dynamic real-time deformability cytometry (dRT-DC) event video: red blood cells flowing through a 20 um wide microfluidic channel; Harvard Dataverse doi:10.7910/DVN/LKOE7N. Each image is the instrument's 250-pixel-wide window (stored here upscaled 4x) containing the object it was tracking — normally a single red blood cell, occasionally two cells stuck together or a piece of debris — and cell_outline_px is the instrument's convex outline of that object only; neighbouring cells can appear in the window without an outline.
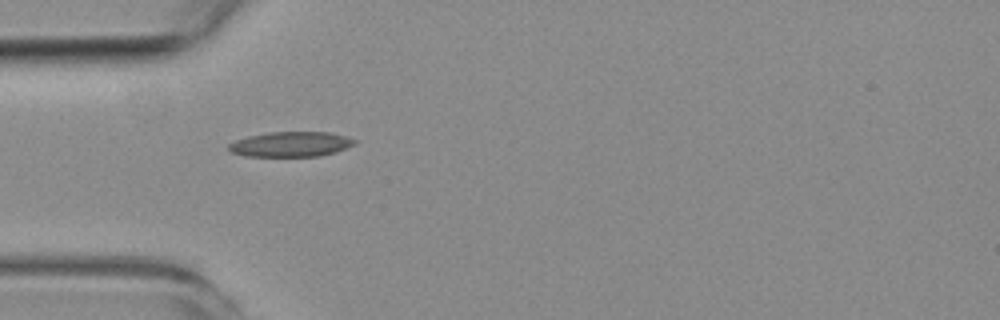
{"species": "common noctule bat (a hibernating species)", "species_latin": "Nyctalus noctula", "temperature_condition": "room temperature", "stored_images_in_passage": 2, "camera_frame_rate_fps": 3000, "um_per_image_px": 0.085, "animal": {"sex": "female", "body_mass_g": 19.3, "forearm_length_mm": 54.1}, "frame": {"image": 1, "passage_image": 1, "time_ms": 0.0, "image_size_px": [1000, 320], "cell_outline_px": [[356, 144], [336, 152], [320, 156], [244, 156], [232, 152], [228, 148], [228, 144], [236, 140], [248, 136], [268, 132], [328, 132], [344, 136], [356, 140]], "centroid_in_image_um": [24.72, 12.26], "position_along_channel_um": 60.3, "area_um2": 18.32}}
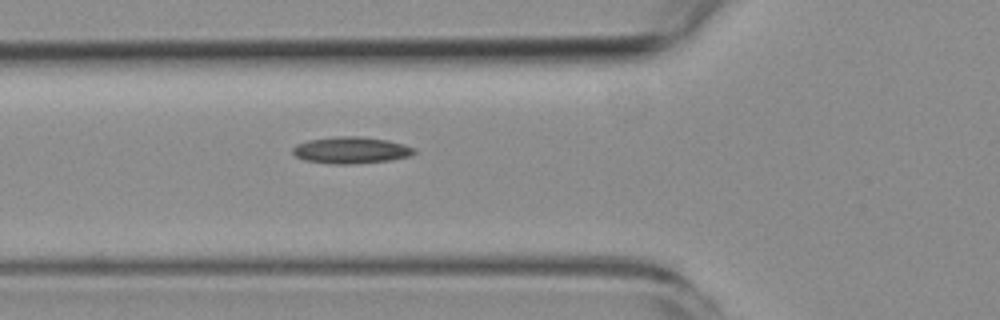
{"frame": {"image": 2, "passage_image": 2, "time_ms": 1.0, "image_size_px": [1000, 320], "cell_outline_px": [[416, 152], [412, 156], [392, 160], [352, 164], [328, 164], [304, 160], [296, 156], [292, 152], [292, 148], [296, 144], [308, 140], [340, 136], [360, 136], [388, 140], [404, 144], [416, 148]], "centroid_in_image_um": [29.86, 12.77], "position_along_channel_um": 95.9, "area_um2": 19.13}}